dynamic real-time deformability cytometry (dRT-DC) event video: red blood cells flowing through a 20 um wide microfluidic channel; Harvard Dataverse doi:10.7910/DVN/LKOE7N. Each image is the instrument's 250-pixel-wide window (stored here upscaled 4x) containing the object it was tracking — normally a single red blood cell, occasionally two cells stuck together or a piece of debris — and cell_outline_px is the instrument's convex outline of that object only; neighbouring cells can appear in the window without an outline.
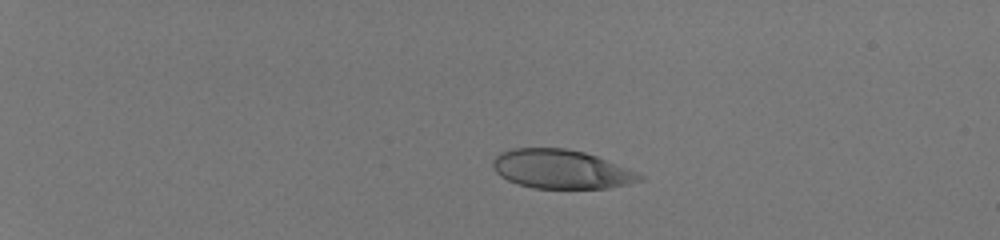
{"species": "human", "species_latin": "Homo sapiens", "temperature_condition": "room temperature", "stored_images_in_passage": 41, "camera_frame_rate_fps": 3000, "um_per_image_px": 0.085, "donor": {"sex": "male"}, "frame": {"image": 1, "passage_image": 1, "time_ms": 0.0, "image_size_px": [1000, 240], "cell_outline_px": [[644, 180], [628, 184], [608, 188], [532, 188], [508, 180], [500, 176], [492, 168], [492, 160], [500, 152], [512, 148], [564, 148], [584, 152], [596, 156], [636, 172], [644, 176]], "centroid_in_image_um": [47.67, 14.38], "position_along_channel_um": 37.3, "area_um2": 33.18}}
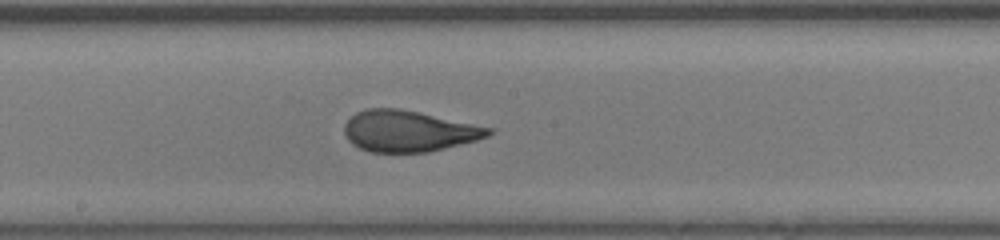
{"frame": {"image": 2, "passage_image": 22, "time_ms": 7.0, "image_size_px": [1000, 240], "cell_outline_px": [[492, 132], [488, 136], [476, 140], [428, 152], [372, 152], [360, 148], [352, 144], [348, 140], [344, 132], [344, 124], [356, 112], [364, 108], [400, 108], [492, 128]], "centroid_in_image_um": [34.69, 11.14], "position_along_channel_um": 213.5, "area_um2": 34.33}}
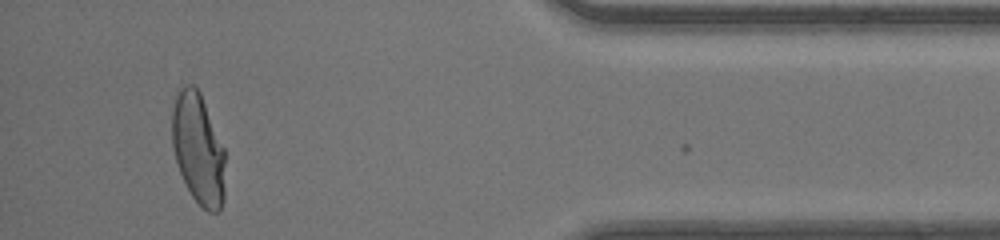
{"frame": {"image": 3, "passage_image": 39, "time_ms": 12.667, "image_size_px": [1000, 240], "cell_outline_px": [[224, 200], [220, 208], [216, 212], [208, 212], [192, 196], [180, 172], [172, 148], [172, 112], [176, 88], [180, 84], [192, 84], [200, 92], [224, 148]], "centroid_in_image_um": [16.82, 12.59], "position_along_channel_um": 418.4, "area_um2": 34.45}, "authors_computed_cell_mechanics": {"area_um2": 34.7378, "velocity_mm_per_s": 4.1764, "shape_relaxation_time_tau1_ms": 5.3445, "shape_relaxation_time_tau2_ms": null, "deformation_change_tau1": 0.2419, "deformation_change_tau2": null}}